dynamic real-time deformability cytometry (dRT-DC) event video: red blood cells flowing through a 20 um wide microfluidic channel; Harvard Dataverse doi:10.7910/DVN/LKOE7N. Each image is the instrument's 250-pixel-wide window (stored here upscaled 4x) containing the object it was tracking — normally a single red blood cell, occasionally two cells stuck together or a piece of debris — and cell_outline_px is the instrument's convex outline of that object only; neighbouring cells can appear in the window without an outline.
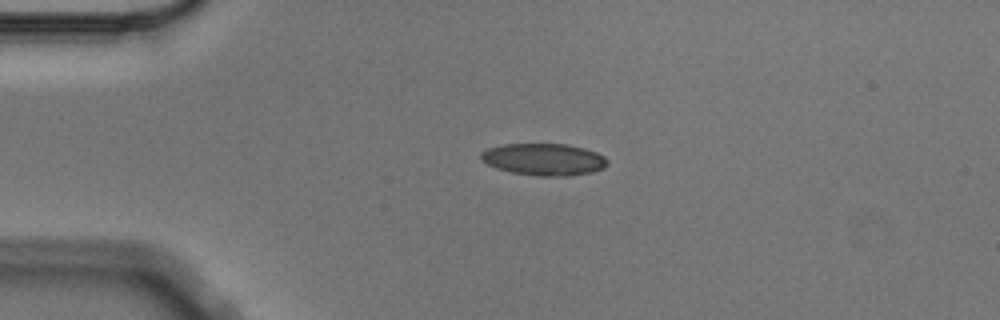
{"species": "Egyptian fruit bat (a non-hibernating species)", "species_latin": "Rousettus aegyptiacus", "temperature_condition": "cold", "stored_images_in_passage": 4, "camera_frame_rate_fps": 3000, "um_per_image_px": 0.085, "animal": {"sex": "male"}, "frame": {"image": 1, "passage_image": 3, "time_ms": 0.667, "image_size_px": [1000, 320], "cell_outline_px": [[608, 164], [604, 168], [592, 172], [568, 176], [540, 176], [512, 172], [496, 168], [480, 160], [480, 152], [488, 148], [504, 144], [568, 144], [584, 148], [596, 152], [604, 156], [608, 160]], "centroid_in_image_um": [46.24, 13.54], "position_along_channel_um": 38.8, "area_um2": 23.64}}